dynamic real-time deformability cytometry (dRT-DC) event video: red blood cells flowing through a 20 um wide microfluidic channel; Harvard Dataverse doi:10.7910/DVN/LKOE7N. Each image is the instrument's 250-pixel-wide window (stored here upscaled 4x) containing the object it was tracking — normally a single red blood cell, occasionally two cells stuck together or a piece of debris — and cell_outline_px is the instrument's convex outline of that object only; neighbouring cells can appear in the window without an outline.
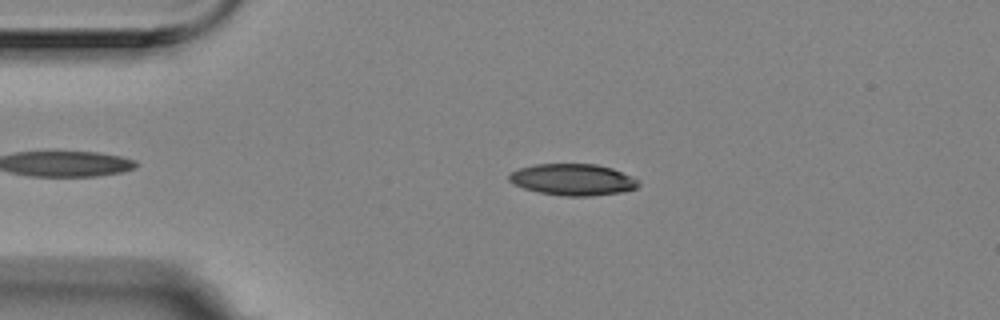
{"species": "Egyptian fruit bat (a non-hibernating species)", "species_latin": "Rousettus aegyptiacus", "temperature_condition": "room temperature", "stored_images_in_passage": 4, "camera_frame_rate_fps": 3000, "um_per_image_px": 0.085, "animal": {"sex": "female"}, "frame": {"image": 1, "passage_image": 3, "time_ms": 0.667, "image_size_px": [1000, 320], "cell_outline_px": [[640, 184], [636, 188], [620, 192], [592, 196], [564, 196], [540, 192], [524, 188], [508, 180], [508, 176], [512, 172], [520, 168], [536, 164], [596, 164], [612, 168], [632, 176]], "centroid_in_image_um": [48.7, 15.26], "position_along_channel_um": 36.3, "area_um2": 23.52}}